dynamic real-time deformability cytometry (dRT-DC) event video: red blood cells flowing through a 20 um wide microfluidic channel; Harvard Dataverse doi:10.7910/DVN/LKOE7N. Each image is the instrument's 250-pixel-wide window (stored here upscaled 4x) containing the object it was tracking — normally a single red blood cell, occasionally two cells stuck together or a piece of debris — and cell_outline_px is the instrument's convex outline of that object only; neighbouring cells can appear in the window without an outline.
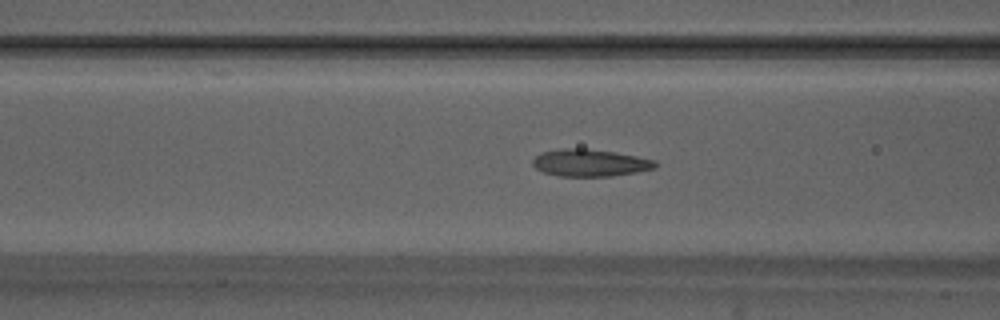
{"species": "Egyptian fruit bat (a non-hibernating species)", "species_latin": "Rousettus aegyptiacus", "temperature_condition": "warm", "stored_images_in_passage": 52, "camera_frame_rate_fps": 3000, "um_per_image_px": 0.085, "animal": {"sex": "male"}, "frame": {"image": 1, "passage_image": 20, "time_ms": 6.333, "image_size_px": [1000, 320], "cell_outline_px": [[660, 164], [656, 168], [636, 172], [612, 176], [560, 176], [544, 172], [536, 168], [532, 164], [532, 160], [540, 152], [560, 148], [584, 148], [616, 152], [656, 160]], "centroid_in_image_um": [50.17, 13.83], "position_along_channel_um": 116.4, "area_um2": 19.59}}
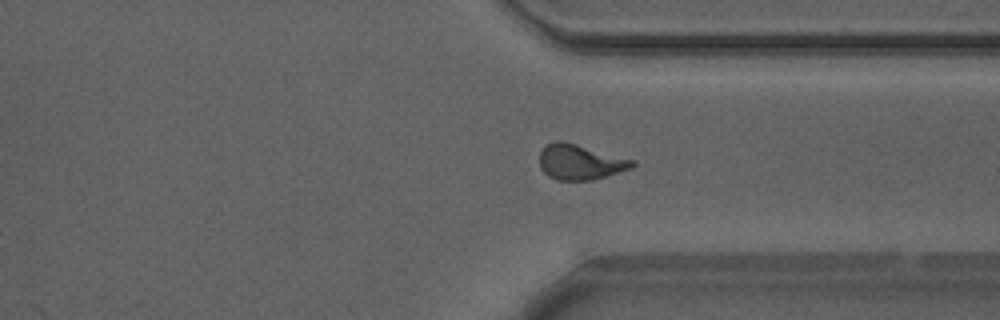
{"frame": {"image": 2, "passage_image": 39, "time_ms": 12.667, "image_size_px": [1000, 320], "cell_outline_px": [[636, 164], [632, 168], [592, 180], [556, 180], [548, 176], [540, 168], [540, 152], [548, 144], [556, 140], [564, 140], [636, 160]], "centroid_in_image_um": [49.33, 13.76], "position_along_channel_um": 362.1, "area_um2": 19.25}}
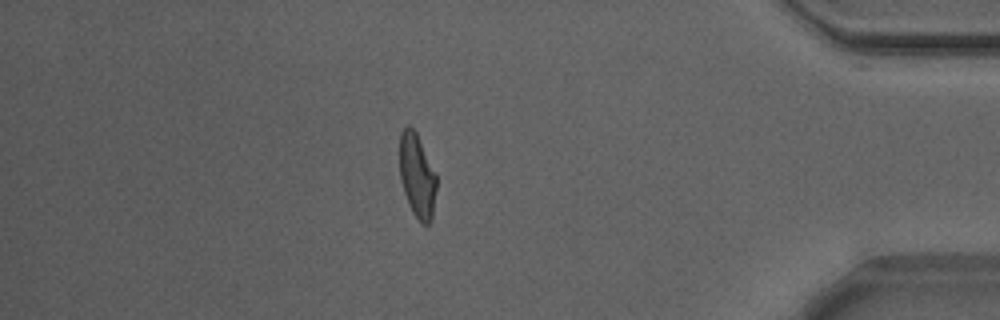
{"frame": {"image": 3, "passage_image": 45, "time_ms": 14.667, "image_size_px": [1000, 320], "cell_outline_px": [[436, 188], [432, 220], [428, 224], [420, 224], [412, 212], [408, 204], [400, 180], [400, 132], [408, 124], [416, 132], [436, 172]], "centroid_in_image_um": [35.46, 14.96], "position_along_channel_um": 399.7, "area_um2": 18.21}, "authors_computed_cell_mechanics": {"area_um2": 18.785, "velocity_mm_per_s": 3.8867, "shape_relaxation_time_tau1_ms": 4.9182, "shape_relaxation_time_tau2_ms": 1.1688, "deformation_change_tau1": 0.2068, "deformation_change_tau2": 0.1045}}